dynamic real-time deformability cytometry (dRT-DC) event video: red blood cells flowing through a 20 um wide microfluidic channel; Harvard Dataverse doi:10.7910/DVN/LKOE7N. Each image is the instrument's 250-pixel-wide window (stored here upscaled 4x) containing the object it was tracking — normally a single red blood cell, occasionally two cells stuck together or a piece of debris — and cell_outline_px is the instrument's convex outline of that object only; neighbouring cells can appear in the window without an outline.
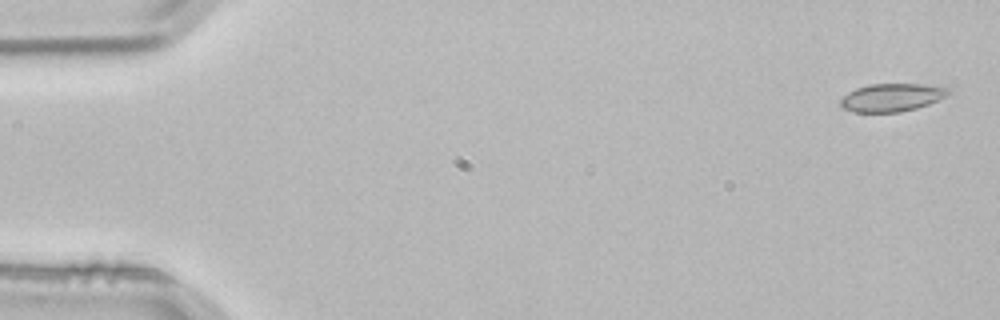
{"species": "common noctule bat (a hibernating species)", "species_latin": "Nyctalus noctula", "temperature_condition": "room temperature", "stored_images_in_passage": 3, "camera_frame_rate_fps": 3000, "um_per_image_px": 0.085, "animal": {"sex": "male", "body_mass_g": 21.5, "forearm_length_mm": 52.0}, "frame": {"image": 1, "passage_image": 1, "time_ms": 0.0, "image_size_px": [1000, 320], "cell_outline_px": [[952, 92], [948, 96], [928, 104], [916, 108], [900, 112], [856, 112], [844, 108], [840, 104], [840, 100], [848, 92], [856, 88], [868, 84], [920, 84], [948, 88]], "centroid_in_image_um": [75.82, 8.28], "position_along_channel_um": 9.2, "area_um2": 17.51}}